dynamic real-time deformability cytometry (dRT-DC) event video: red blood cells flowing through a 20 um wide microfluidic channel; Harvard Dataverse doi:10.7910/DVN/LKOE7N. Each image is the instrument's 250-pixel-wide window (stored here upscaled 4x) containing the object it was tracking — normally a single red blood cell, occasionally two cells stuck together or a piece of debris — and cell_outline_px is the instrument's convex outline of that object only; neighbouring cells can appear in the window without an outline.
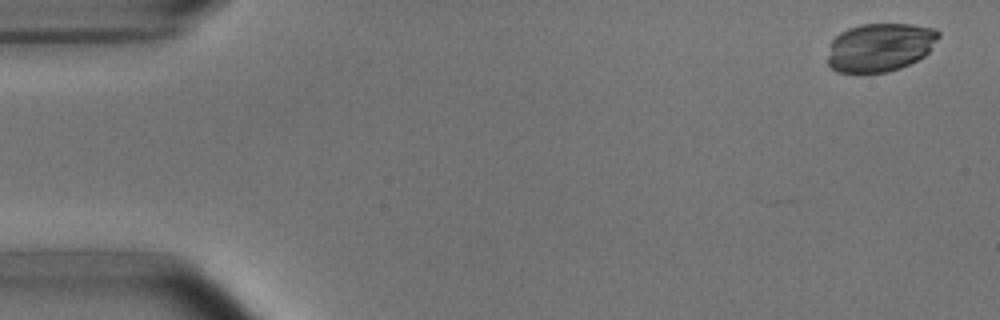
{"species": "common noctule bat (a hibernating species)", "species_latin": "Nyctalus noctula", "temperature_condition": "room temperature", "stored_images_in_passage": 11, "camera_frame_rate_fps": 3000, "um_per_image_px": 0.085, "animal": {"sex": "male", "body_mass_g": 15.6}, "frame": {"image": 1, "passage_image": 1, "time_ms": 0.0, "image_size_px": [1000, 320], "cell_outline_px": [[940, 36], [928, 52], [924, 56], [900, 68], [888, 72], [836, 72], [828, 64], [828, 56], [832, 40], [840, 32], [848, 28], [860, 24], [912, 24], [936, 28], [940, 32]], "centroid_in_image_um": [74.81, 4.0], "position_along_channel_um": 10.2, "area_um2": 31.33}}